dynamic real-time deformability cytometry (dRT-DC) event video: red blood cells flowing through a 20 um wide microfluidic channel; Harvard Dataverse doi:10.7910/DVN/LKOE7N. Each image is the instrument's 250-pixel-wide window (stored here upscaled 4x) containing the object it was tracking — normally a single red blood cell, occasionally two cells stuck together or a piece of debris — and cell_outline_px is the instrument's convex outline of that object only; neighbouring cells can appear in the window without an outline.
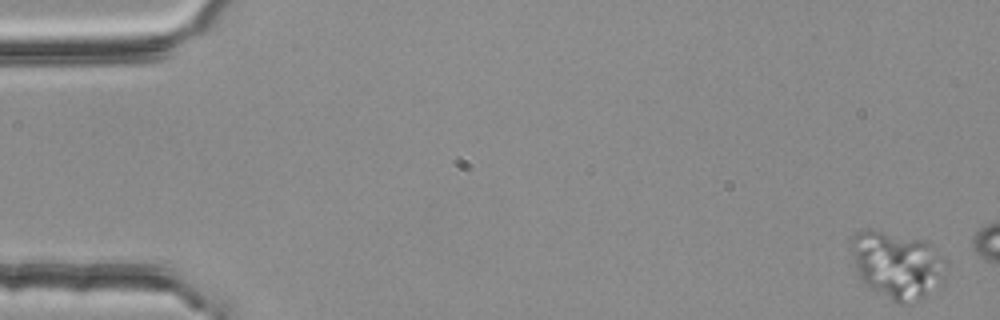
{"species": "common noctule bat (a hibernating species)", "species_latin": "Nyctalus noctula", "temperature_condition": "room temperature", "stored_images_in_passage": 11, "camera_frame_rate_fps": 3000, "um_per_image_px": 0.085, "animal": {"sex": "female", "body_mass_g": 25.1}, "frame": {"image": 1, "passage_image": 1, "time_ms": 0.0, "image_size_px": [1000, 320], "cell_outline_px": [[948, 268], [940, 284], [928, 296], [920, 300], [904, 304], [900, 304], [868, 288], [860, 276], [856, 268], [848, 244], [852, 236], [856, 232], [868, 228], [872, 228], [928, 240], [948, 260]], "centroid_in_image_um": [76.29, 22.48], "position_along_channel_um": 8.7, "area_um2": 38.38}}